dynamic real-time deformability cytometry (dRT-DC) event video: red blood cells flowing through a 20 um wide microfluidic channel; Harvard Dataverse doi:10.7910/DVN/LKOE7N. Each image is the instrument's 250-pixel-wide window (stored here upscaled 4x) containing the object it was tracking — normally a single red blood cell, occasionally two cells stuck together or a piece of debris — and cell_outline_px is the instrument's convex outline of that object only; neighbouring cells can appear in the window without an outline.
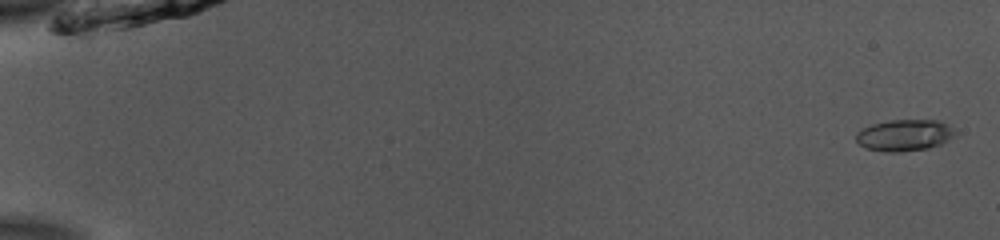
{"species": "common noctule bat (a hibernating species)", "species_latin": "Nyctalus noctula", "temperature_condition": "room temperature", "stored_images_in_passage": 53, "camera_frame_rate_fps": 3000, "um_per_image_px": 0.085, "animal": {"sex": "male", "body_mass_g": 13.0, "forearm_length_mm": 53.1}, "frame": {"image": 1, "passage_image": 2, "time_ms": 0.333, "image_size_px": [1000, 240], "cell_outline_px": [[960, 132], [956, 136], [940, 144], [928, 148], [900, 152], [888, 152], [864, 148], [856, 140], [856, 132], [872, 124], [892, 120], [940, 120], [956, 128]], "centroid_in_image_um": [76.95, 11.49], "position_along_channel_um": 8.0, "area_um2": 18.44}}
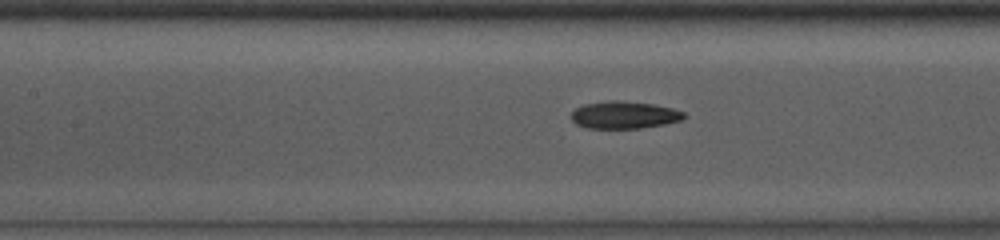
{"frame": {"image": 2, "passage_image": 26, "time_ms": 8.333, "image_size_px": [1000, 240], "cell_outline_px": [[688, 116], [680, 120], [664, 124], [640, 128], [584, 128], [576, 124], [572, 120], [572, 112], [576, 108], [584, 104], [612, 100], [616, 100], [652, 104], [672, 108], [684, 112]], "centroid_in_image_um": [53.05, 9.77], "position_along_channel_um": 154.3, "area_um2": 17.86}}
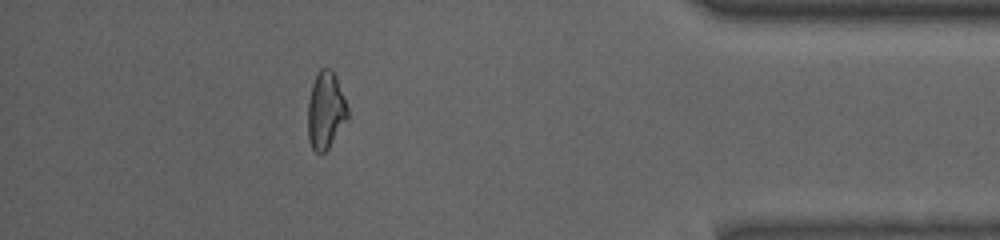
{"frame": {"image": 3, "passage_image": 48, "time_ms": 15.667, "image_size_px": [1000, 240], "cell_outline_px": [[348, 120], [328, 148], [320, 156], [312, 148], [308, 140], [308, 100], [312, 84], [320, 68], [332, 68], [336, 76], [348, 108]], "centroid_in_image_um": [27.68, 9.4], "position_along_channel_um": 407.5, "area_um2": 18.09}, "authors_computed_cell_mechanics": {"area_um2": 17.8602, "velocity_mm_per_s": 3.9157, "shape_relaxation_time_tau1_ms": 4.3286, "shape_relaxation_time_tau2_ms": 3.0458, "deformation_change_tau1": 0.1562, "deformation_change_tau2": 0.1076}}